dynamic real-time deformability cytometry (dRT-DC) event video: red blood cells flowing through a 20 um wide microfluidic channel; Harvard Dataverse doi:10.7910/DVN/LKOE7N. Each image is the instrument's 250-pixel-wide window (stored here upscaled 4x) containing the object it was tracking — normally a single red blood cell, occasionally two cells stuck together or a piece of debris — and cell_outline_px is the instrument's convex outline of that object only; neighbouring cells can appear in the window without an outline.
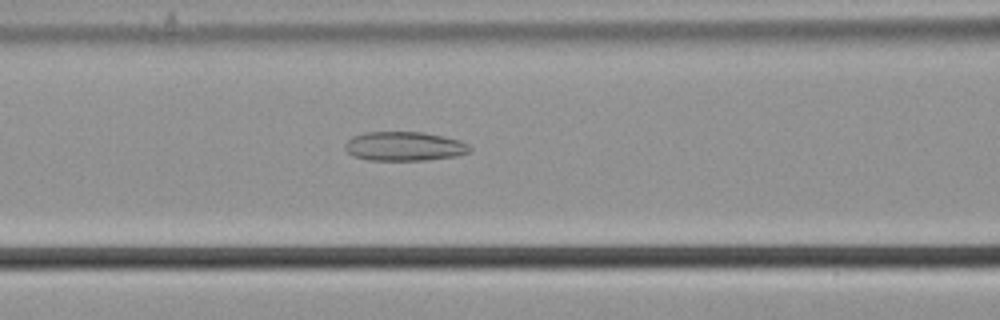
{"species": "common noctule bat (a hibernating species)", "species_latin": "Nyctalus noctula", "temperature_condition": "cold", "stored_images_in_passage": 35, "camera_frame_rate_fps": 3000, "um_per_image_px": 0.085, "animal": {"sex": "male", "body_mass_g": 21.5, "forearm_length_mm": 52.0}, "frame": {"image": 1, "passage_image": 23, "time_ms": 7.333, "image_size_px": [1000, 320], "cell_outline_px": [[472, 152], [456, 156], [428, 160], [368, 160], [352, 156], [344, 148], [344, 144], [352, 136], [364, 132], [424, 132], [444, 136], [460, 140], [468, 144], [472, 148]], "centroid_in_image_um": [34.38, 12.43], "position_along_channel_um": 132.2, "area_um2": 21.5}}
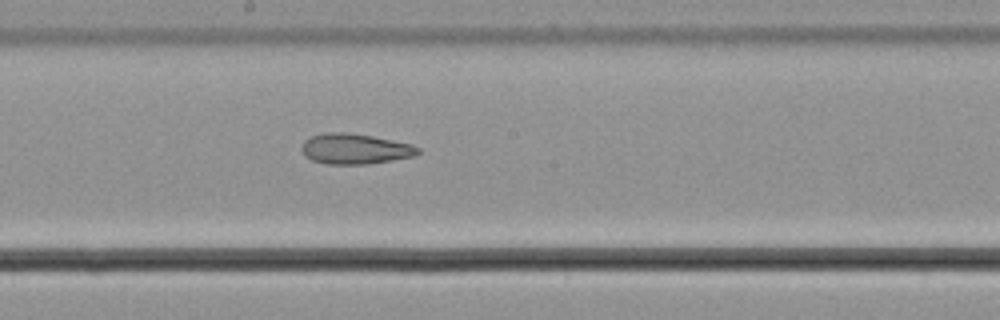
{"frame": {"image": 2, "passage_image": 30, "time_ms": 9.667, "image_size_px": [1000, 320], "cell_outline_px": [[420, 152], [416, 156], [368, 164], [328, 164], [312, 160], [304, 156], [300, 148], [304, 140], [312, 136], [328, 132], [348, 132], [372, 136], [412, 144], [420, 148]], "centroid_in_image_um": [30.17, 12.65], "position_along_channel_um": 218.0, "area_um2": 20.75}}
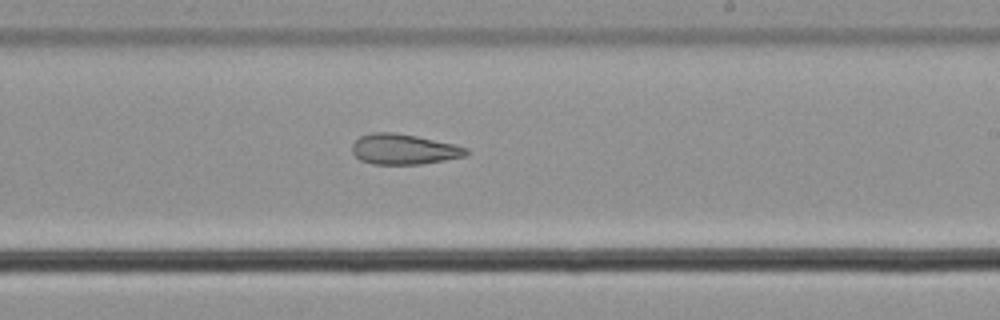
{"frame": {"image": 3, "passage_image": 33, "time_ms": 10.667, "image_size_px": [1000, 320], "cell_outline_px": [[468, 156], [420, 164], [372, 164], [360, 160], [352, 152], [352, 144], [360, 136], [372, 132], [396, 132], [456, 144], [468, 148]], "centroid_in_image_um": [34.34, 12.68], "position_along_channel_um": 254.7, "area_um2": 20.35}}